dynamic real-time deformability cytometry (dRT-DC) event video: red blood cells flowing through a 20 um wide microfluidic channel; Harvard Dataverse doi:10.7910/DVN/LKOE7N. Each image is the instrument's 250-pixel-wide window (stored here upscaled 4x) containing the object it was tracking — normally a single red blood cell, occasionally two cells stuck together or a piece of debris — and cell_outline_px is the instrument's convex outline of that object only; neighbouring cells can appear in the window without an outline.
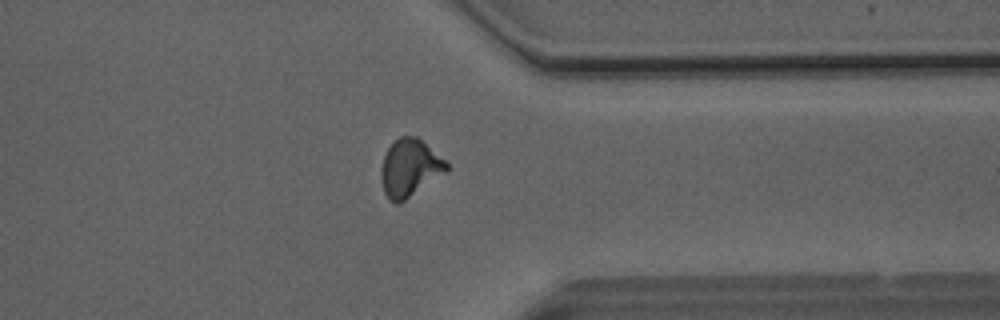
{"species": "Egyptian fruit bat (a non-hibernating species)", "species_latin": "Rousettus aegyptiacus", "temperature_condition": "room temperature", "stored_images_in_passage": 47, "camera_frame_rate_fps": 3000, "um_per_image_px": 0.085, "animal": {"sex": "male"}, "frame": {"image": 1, "passage_image": 36, "time_ms": 11.667, "image_size_px": [1000, 320], "cell_outline_px": [[448, 168], [444, 172], [400, 204], [396, 204], [388, 200], [384, 192], [380, 176], [380, 172], [384, 156], [388, 148], [400, 136], [416, 136], [444, 160], [448, 164]], "centroid_in_image_um": [34.77, 14.3], "position_along_channel_um": 376.6, "area_um2": 21.44}}
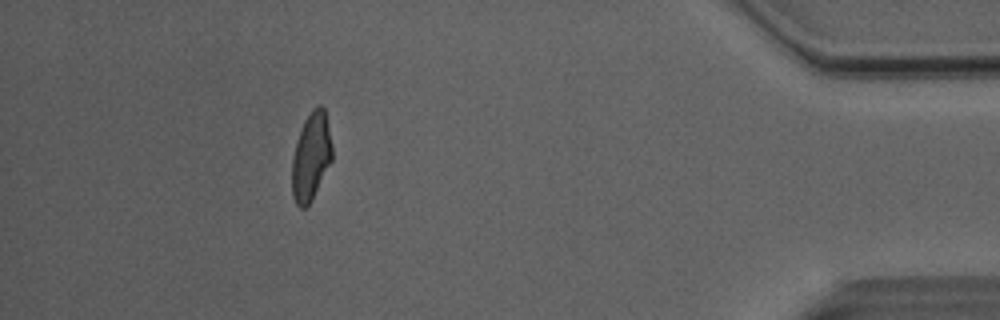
{"frame": {"image": 2, "passage_image": 42, "time_ms": 13.667, "image_size_px": [1000, 320], "cell_outline_px": [[332, 160], [312, 200], [304, 208], [300, 208], [296, 204], [292, 196], [292, 156], [296, 140], [304, 120], [312, 108], [316, 104], [320, 104], [324, 108], [332, 148]], "centroid_in_image_um": [26.42, 13.3], "position_along_channel_um": 408.8, "area_um2": 20.63}, "authors_computed_cell_mechanics": {"area_um2": 21.2704, "velocity_mm_per_s": 4.094, "shape_relaxation_time_tau1_ms": 5.8082, "shape_relaxation_time_tau2_ms": 1.721, "deformation_change_tau1": 0.1937, "deformation_change_tau2": 0.0537}}